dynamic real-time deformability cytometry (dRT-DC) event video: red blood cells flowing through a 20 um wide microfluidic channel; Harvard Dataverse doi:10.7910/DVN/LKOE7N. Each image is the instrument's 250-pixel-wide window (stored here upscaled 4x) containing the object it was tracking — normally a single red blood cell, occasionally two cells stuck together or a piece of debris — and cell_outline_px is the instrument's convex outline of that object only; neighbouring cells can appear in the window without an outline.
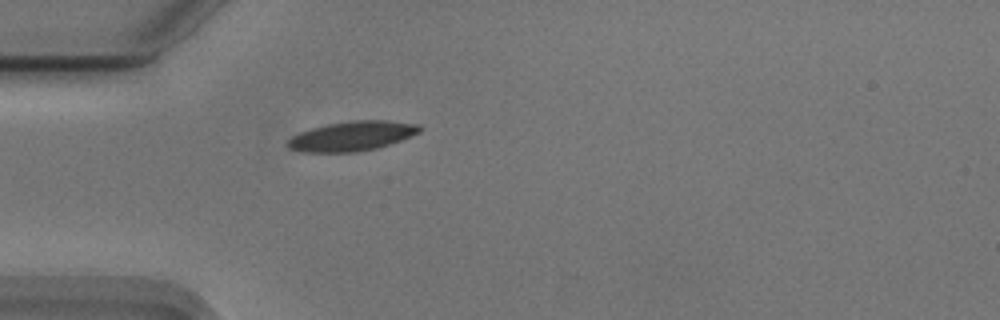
{"species": "Egyptian fruit bat (a non-hibernating species)", "species_latin": "Rousettus aegyptiacus", "temperature_condition": "cold", "stored_images_in_passage": 40, "camera_frame_rate_fps": 3000, "um_per_image_px": 0.085, "animal": {"sex": "male"}, "frame": {"image": 1, "passage_image": 1, "time_ms": 0.0, "image_size_px": [1000, 320], "cell_outline_px": [[424, 128], [420, 132], [400, 140], [376, 148], [356, 152], [304, 152], [288, 148], [288, 140], [292, 136], [300, 132], [312, 128], [328, 124], [352, 120], [388, 120], [416, 124]], "centroid_in_image_um": [29.93, 11.56], "position_along_channel_um": 55.1, "area_um2": 22.6}}
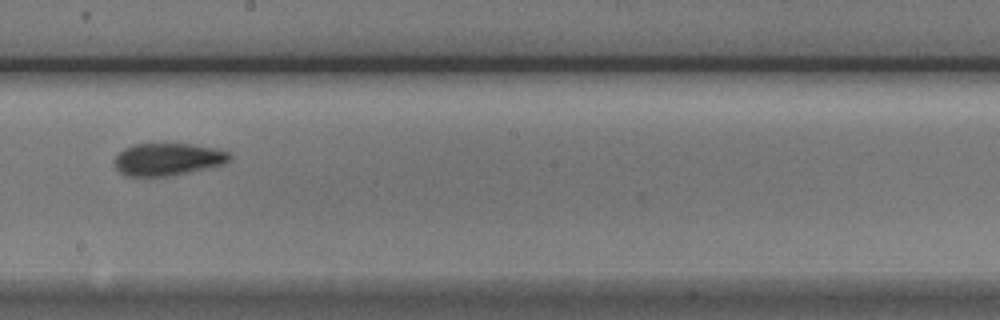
{"frame": {"image": 2, "passage_image": 16, "time_ms": 5.0, "image_size_px": [1000, 320], "cell_outline_px": [[232, 160], [224, 164], [208, 168], [172, 176], [124, 176], [116, 168], [116, 156], [124, 148], [132, 144], [192, 144], [216, 148], [228, 152], [232, 156]], "centroid_in_image_um": [14.3, 13.54], "position_along_channel_um": 233.9, "area_um2": 21.85}}
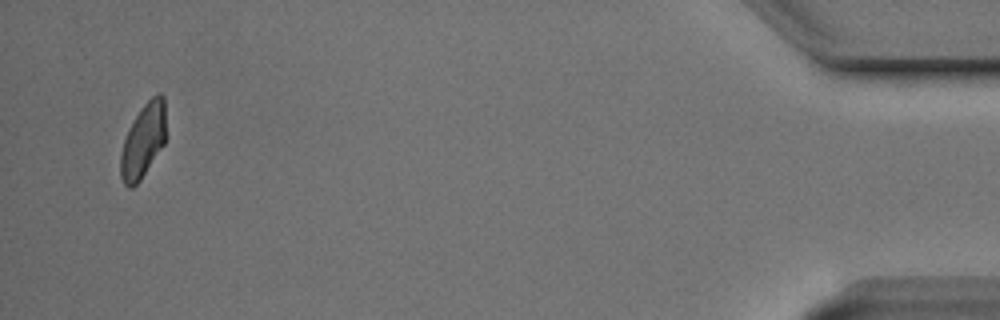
{"frame": {"image": 3, "passage_image": 38, "time_ms": 12.333, "image_size_px": [1000, 320], "cell_outline_px": [[164, 144], [140, 180], [132, 188], [128, 188], [124, 184], [120, 176], [120, 156], [124, 140], [140, 108], [156, 92], [160, 92], [164, 96]], "centroid_in_image_um": [12.16, 11.97], "position_along_channel_um": 423.0, "area_um2": 19.19}, "authors_computed_cell_mechanics": {"area_um2": 21.2415, "velocity_mm_per_s": 3.7251, "shape_relaxation_time_tau1_ms": 4.3176, "shape_relaxation_time_tau2_ms": 2.1526, "deformation_change_tau1": 0.1353, "deformation_change_tau2": 0.0706}}